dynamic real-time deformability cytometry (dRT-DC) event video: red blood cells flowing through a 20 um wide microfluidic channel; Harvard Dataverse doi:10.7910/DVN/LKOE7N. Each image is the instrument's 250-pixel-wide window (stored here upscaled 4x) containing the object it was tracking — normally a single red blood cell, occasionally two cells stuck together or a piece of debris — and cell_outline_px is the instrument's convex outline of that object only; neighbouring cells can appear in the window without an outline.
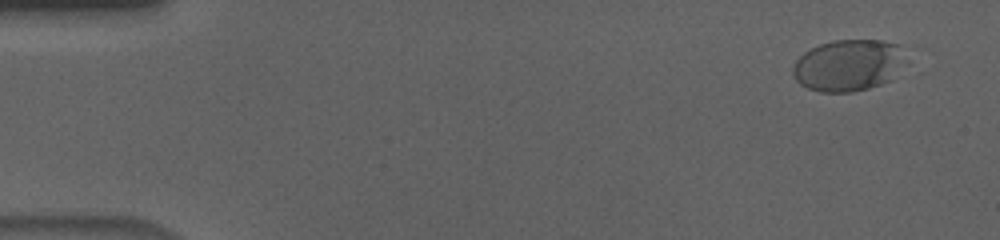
{"species": "human", "species_latin": "Homo sapiens", "temperature_condition": "cold", "stored_images_in_passage": 57, "camera_frame_rate_fps": 3000, "um_per_image_px": 0.085, "donor": {"sex": "male"}, "frame": {"image": 1, "passage_image": 4, "time_ms": 1.0, "image_size_px": [1000, 240], "cell_outline_px": [[908, 60], [892, 80], [868, 88], [852, 92], [820, 92], [808, 88], [800, 84], [796, 80], [792, 72], [792, 68], [796, 60], [804, 52], [820, 44], [832, 40], [880, 40], [900, 44]], "centroid_in_image_um": [72.16, 5.54], "position_along_channel_um": 12.8, "area_um2": 34.45}}
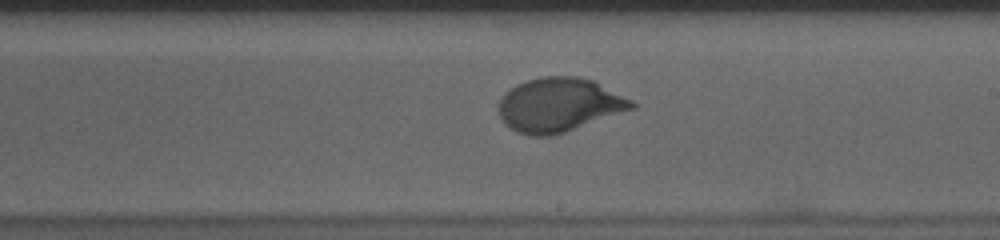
{"frame": {"image": 2, "passage_image": 34, "time_ms": 11.0, "image_size_px": [1000, 240], "cell_outline_px": [[640, 104], [636, 108], [552, 136], [532, 136], [516, 132], [508, 128], [500, 120], [496, 108], [496, 104], [504, 92], [516, 84], [528, 80], [544, 76], [576, 76], [596, 80]], "centroid_in_image_um": [47.51, 8.91], "position_along_channel_um": 241.5, "area_um2": 42.71}}
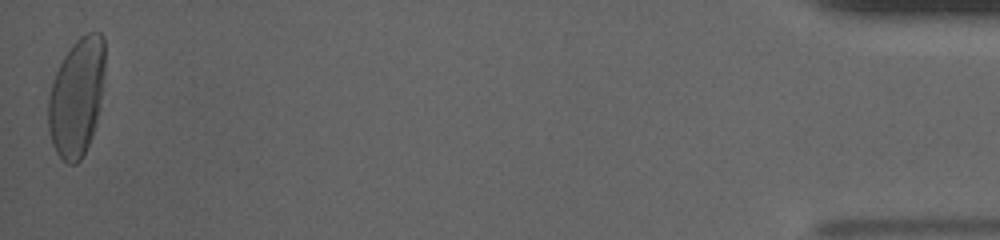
{"frame": {"image": 3, "passage_image": 57, "time_ms": 18.667, "image_size_px": [1000, 240], "cell_outline_px": [[104, 76], [100, 108], [96, 124], [92, 136], [80, 160], [76, 164], [68, 164], [56, 152], [52, 144], [48, 128], [48, 96], [52, 80], [64, 56], [72, 44], [80, 36], [88, 32], [100, 32], [104, 36]], "centroid_in_image_um": [6.52, 8.24], "position_along_channel_um": 428.7, "area_um2": 39.3}, "authors_computed_cell_mechanics": {"area_um2": 39.1306, "velocity_mm_per_s": 3.6209, "shape_relaxation_time_tau1_ms": 4.0377, "shape_relaxation_time_tau2_ms": null, "deformation_change_tau1": 0.1685, "deformation_change_tau2": null}}